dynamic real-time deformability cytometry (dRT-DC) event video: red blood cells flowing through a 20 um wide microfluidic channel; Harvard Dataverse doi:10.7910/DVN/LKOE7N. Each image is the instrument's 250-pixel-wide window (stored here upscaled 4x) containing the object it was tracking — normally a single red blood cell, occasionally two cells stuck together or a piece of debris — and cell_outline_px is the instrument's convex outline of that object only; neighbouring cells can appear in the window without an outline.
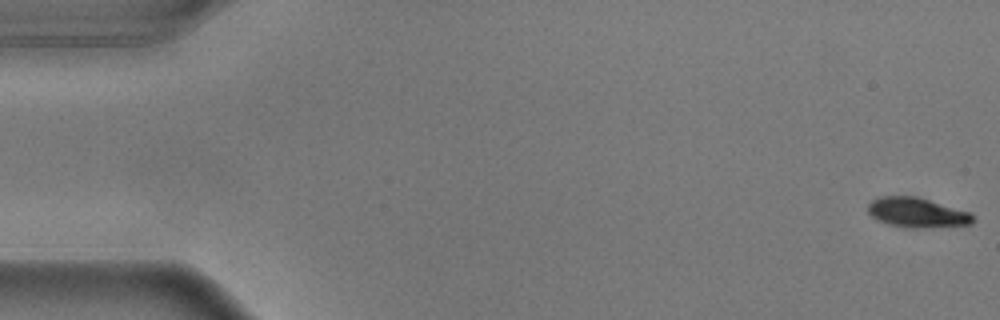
{"species": "common noctule bat (a hibernating species)", "species_latin": "Nyctalus noctula", "temperature_condition": "warm", "stored_images_in_passage": 12, "camera_frame_rate_fps": 3000, "um_per_image_px": 0.085, "animal": {"sex": "male", "body_mass_g": 17.9}, "frame": {"image": 1, "passage_image": 1, "time_ms": 0.0, "image_size_px": [1000, 320], "cell_outline_px": [[972, 224], [928, 228], [904, 228], [888, 224], [876, 220], [868, 212], [868, 204], [872, 200], [880, 196], [916, 196], [968, 212], [972, 216]], "centroid_in_image_um": [77.88, 18.08], "position_along_channel_um": 7.1, "area_um2": 18.15}}